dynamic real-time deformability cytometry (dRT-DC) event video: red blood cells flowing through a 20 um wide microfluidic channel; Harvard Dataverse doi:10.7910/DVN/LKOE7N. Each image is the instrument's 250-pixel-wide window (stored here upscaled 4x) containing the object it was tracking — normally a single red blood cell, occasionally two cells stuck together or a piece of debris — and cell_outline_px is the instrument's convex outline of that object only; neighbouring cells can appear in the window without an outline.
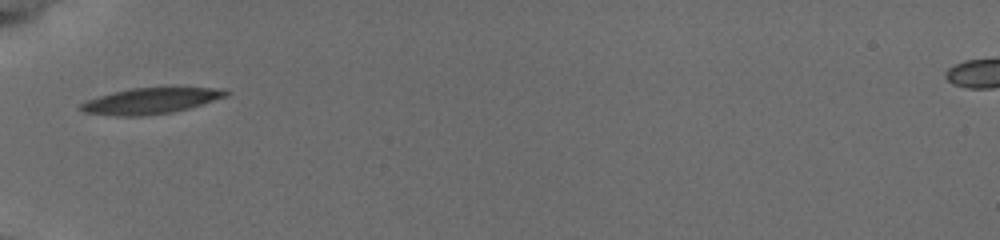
{"species": "common noctule bat (a hibernating species)", "species_latin": "Nyctalus noctula", "temperature_condition": "cold", "stored_images_in_passage": 18, "camera_frame_rate_fps": 3000, "um_per_image_px": 0.085, "animal": {"sex": "female", "body_mass_g": 19.5, "forearm_length_mm": 54.1}, "frame": {"image": 1, "passage_image": 1, "time_ms": 0.0, "image_size_px": [1000, 240], "cell_outline_px": [[228, 96], [188, 108], [172, 112], [140, 116], [116, 116], [84, 112], [80, 108], [80, 104], [84, 100], [112, 92], [132, 88], [172, 84], [220, 88], [228, 92]], "centroid_in_image_um": [12.87, 8.51], "position_along_channel_um": 72.1, "area_um2": 22.95}}
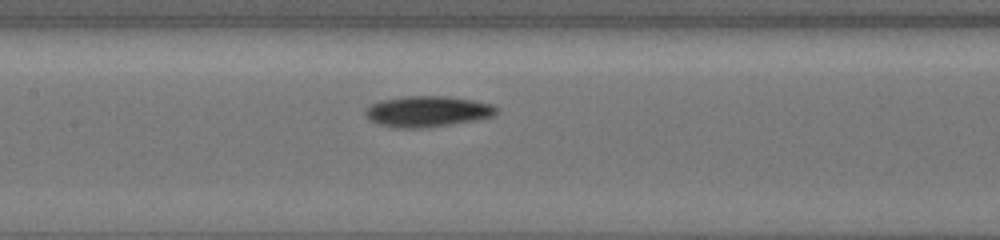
{"frame": {"image": 2, "passage_image": 10, "time_ms": 2.667, "image_size_px": [1000, 240], "cell_outline_px": [[496, 112], [492, 116], [472, 120], [416, 128], [396, 128], [380, 124], [372, 120], [364, 112], [372, 104], [380, 100], [404, 96], [448, 96], [472, 100], [492, 104], [496, 108]], "centroid_in_image_um": [36.3, 9.45], "position_along_channel_um": 171.1, "area_um2": 22.89}}
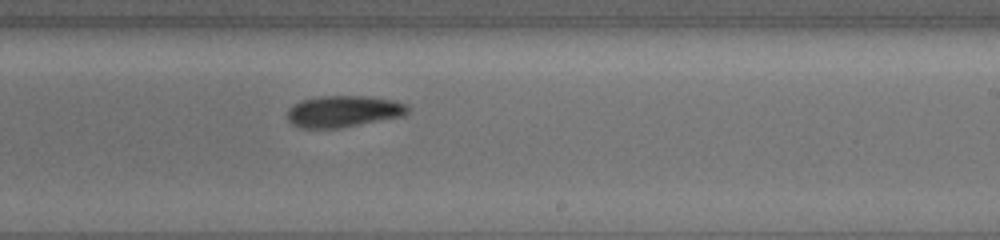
{"frame": {"image": 3, "passage_image": 18, "time_ms": 5.0, "image_size_px": [1000, 240], "cell_outline_px": [[408, 112], [400, 116], [340, 128], [300, 128], [292, 124], [288, 120], [288, 108], [300, 100], [320, 96], [368, 96], [392, 100], [408, 104]], "centroid_in_image_um": [29.15, 9.46], "position_along_channel_um": 259.9, "area_um2": 22.02}}